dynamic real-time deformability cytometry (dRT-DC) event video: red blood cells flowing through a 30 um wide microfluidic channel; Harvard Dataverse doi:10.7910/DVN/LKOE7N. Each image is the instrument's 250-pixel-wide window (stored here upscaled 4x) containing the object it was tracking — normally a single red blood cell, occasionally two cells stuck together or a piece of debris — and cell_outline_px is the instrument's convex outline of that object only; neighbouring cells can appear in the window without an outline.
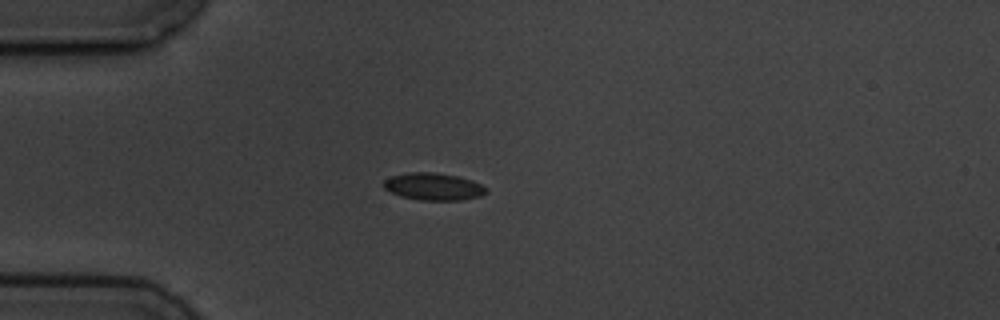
{"species": "common noctule bat (a hibernating species)", "species_latin": "Nyctalus noctula", "temperature_condition": "cold", "stored_images_in_passage": 1, "camera_frame_rate_fps": 3000, "um_per_image_px": 0.085, "animal": {"sex": "male", "body_mass_g": 19.5, "forearm_length_mm": 54.6}, "frame": {"image": 1, "passage_image": 1, "time_ms": 0.0, "image_size_px": [1000, 320], "cell_outline_px": [[488, 192], [480, 196], [460, 200], [420, 200], [400, 196], [384, 188], [384, 180], [392, 176], [408, 172], [432, 172], [456, 176], [472, 180], [480, 184]], "centroid_in_image_um": [36.83, 15.86], "position_along_channel_um": 48.2, "area_um2": 16.07}}